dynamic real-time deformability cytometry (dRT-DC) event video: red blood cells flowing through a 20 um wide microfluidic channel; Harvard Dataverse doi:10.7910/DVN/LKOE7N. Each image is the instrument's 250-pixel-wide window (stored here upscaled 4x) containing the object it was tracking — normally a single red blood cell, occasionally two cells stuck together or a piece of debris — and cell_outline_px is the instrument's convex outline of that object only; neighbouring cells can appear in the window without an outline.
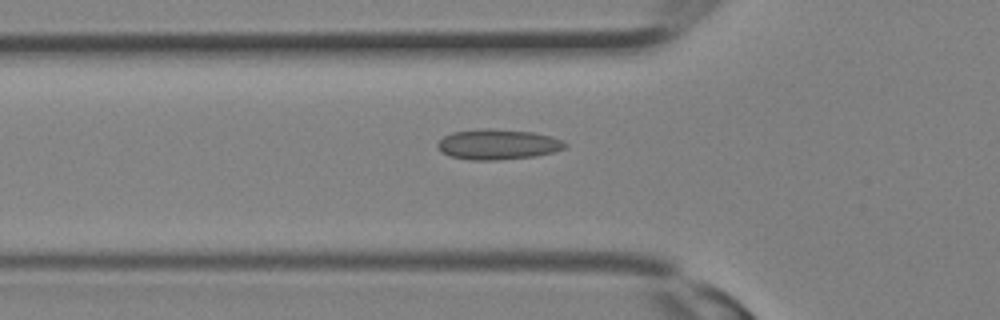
{"species": "Egyptian fruit bat (a non-hibernating species)", "species_latin": "Rousettus aegyptiacus", "temperature_condition": "room temperature", "stored_images_in_passage": 21, "camera_frame_rate_fps": 3000, "um_per_image_px": 0.085, "animal": {"sex": "female"}, "frame": {"image": 1, "passage_image": 11, "time_ms": 3.333, "image_size_px": [1000, 320], "cell_outline_px": [[568, 144], [564, 148], [552, 152], [536, 156], [496, 160], [468, 160], [448, 156], [440, 152], [436, 144], [444, 136], [452, 132], [488, 128], [532, 132], [548, 136], [560, 140]], "centroid_in_image_um": [42.25, 12.28], "position_along_channel_um": 83.6, "area_um2": 22.43}}
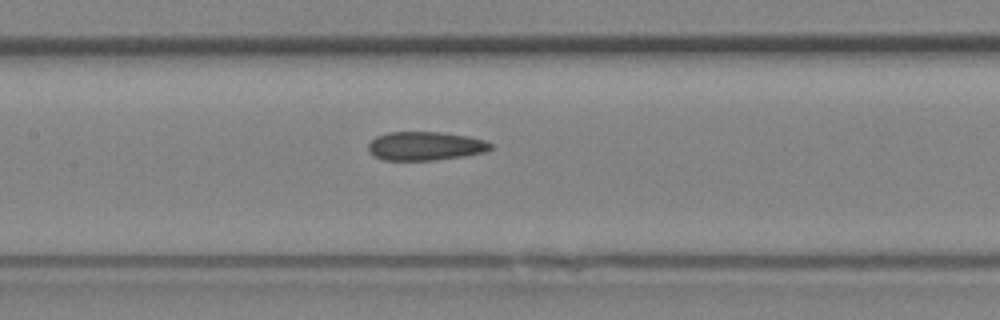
{"frame": {"image": 2, "passage_image": 15, "time_ms": 4.667, "image_size_px": [1000, 320], "cell_outline_px": [[492, 148], [484, 152], [464, 156], [436, 160], [384, 160], [368, 152], [368, 144], [376, 136], [388, 132], [440, 132], [468, 136], [484, 140], [492, 144]], "centroid_in_image_um": [36.14, 12.41], "position_along_channel_um": 171.3, "area_um2": 20.46}}
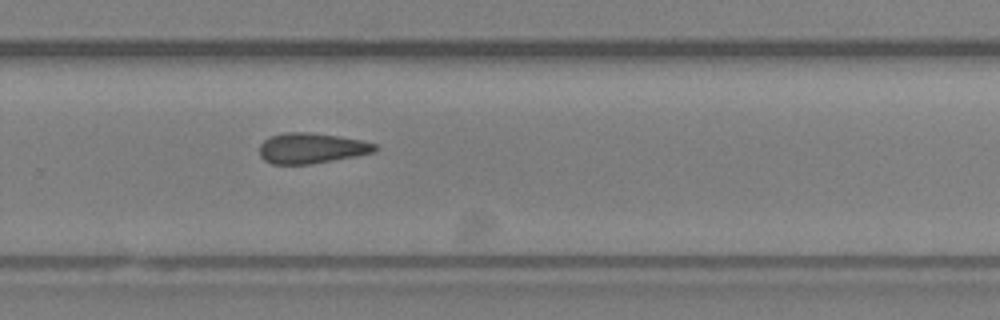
{"frame": {"image": 3, "passage_image": 21, "time_ms": 6.667, "image_size_px": [1000, 320], "cell_outline_px": [[380, 148], [372, 152], [356, 156], [312, 164], [272, 164], [264, 160], [260, 156], [260, 144], [264, 140], [272, 136], [284, 132], [308, 132], [336, 136], [360, 140], [376, 144]], "centroid_in_image_um": [26.46, 12.6], "position_along_channel_um": 303.3, "area_um2": 20.4}}